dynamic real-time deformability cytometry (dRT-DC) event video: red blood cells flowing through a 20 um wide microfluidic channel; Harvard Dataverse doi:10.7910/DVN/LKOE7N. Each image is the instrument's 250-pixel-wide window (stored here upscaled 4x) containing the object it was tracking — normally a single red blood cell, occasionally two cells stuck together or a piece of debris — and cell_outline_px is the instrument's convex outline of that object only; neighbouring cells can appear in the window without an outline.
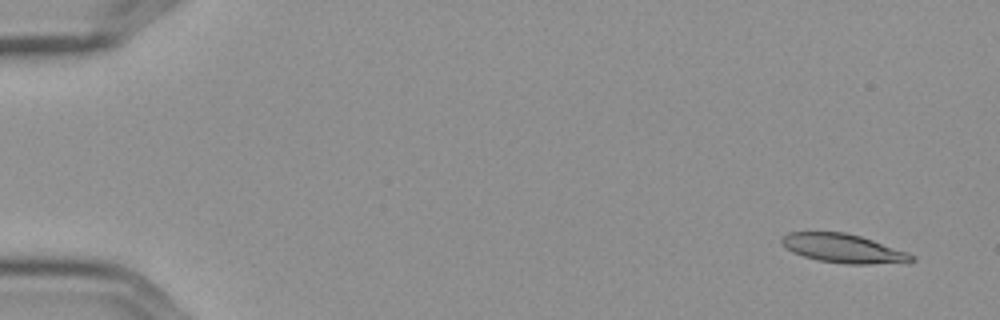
{"species": "Egyptian fruit bat (a non-hibernating species)", "species_latin": "Rousettus aegyptiacus", "temperature_condition": "cold", "stored_images_in_passage": 6, "camera_frame_rate_fps": 3000, "um_per_image_px": 0.085, "frame": {"image": 1, "passage_image": 1, "time_ms": 0.0, "image_size_px": [1000, 320], "cell_outline_px": [[916, 260], [908, 264], [848, 264], [820, 260], [804, 256], [792, 252], [780, 240], [788, 232], [844, 232], [860, 236], [908, 252], [916, 256]], "centroid_in_image_um": [71.8, 21.14], "position_along_channel_um": 13.2, "area_um2": 21.91}}
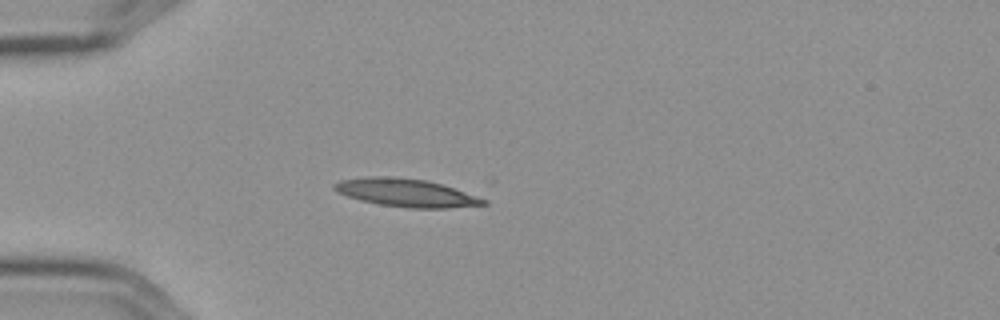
{"frame": {"image": 2, "passage_image": 4, "time_ms": 1.0, "image_size_px": [1000, 320], "cell_outline_px": [[488, 204], [448, 208], [408, 208], [380, 204], [360, 200], [348, 196], [332, 188], [332, 184], [340, 180], [364, 176], [392, 176], [428, 180], [488, 200]], "centroid_in_image_um": [34.48, 16.37], "position_along_channel_um": 50.5, "area_um2": 24.22}}